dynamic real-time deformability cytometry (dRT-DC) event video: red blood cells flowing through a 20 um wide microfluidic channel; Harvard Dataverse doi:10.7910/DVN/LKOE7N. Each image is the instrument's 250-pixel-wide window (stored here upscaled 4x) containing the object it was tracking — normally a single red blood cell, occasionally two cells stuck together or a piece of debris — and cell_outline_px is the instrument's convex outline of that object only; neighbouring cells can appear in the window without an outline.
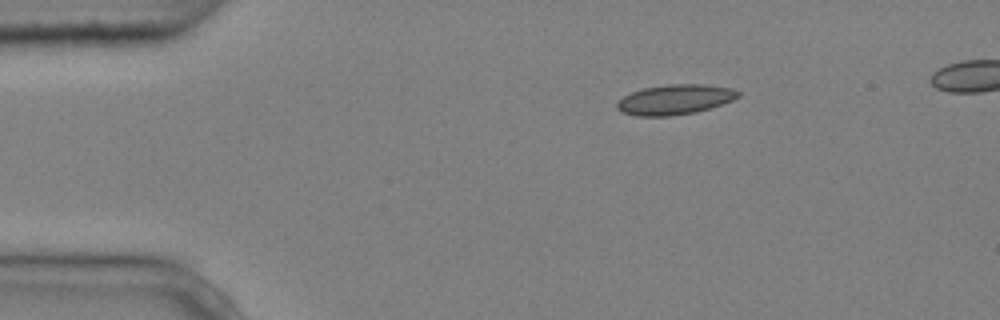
{"species": "common noctule bat (a hibernating species)", "species_latin": "Nyctalus noctula", "temperature_condition": "cold", "stored_images_in_passage": 8, "camera_frame_rate_fps": 3000, "um_per_image_px": 0.085, "animal": {"sex": "male", "body_mass_g": 20.4}, "frame": {"image": 1, "passage_image": 1, "time_ms": 0.0, "image_size_px": [1000, 320], "cell_outline_px": [[740, 96], [732, 100], [696, 112], [668, 116], [636, 116], [624, 112], [616, 108], [616, 104], [624, 96], [632, 92], [644, 88], [668, 84], [704, 84], [732, 88], [740, 92]], "centroid_in_image_um": [57.37, 8.45], "position_along_channel_um": 27.6, "area_um2": 20.98}}
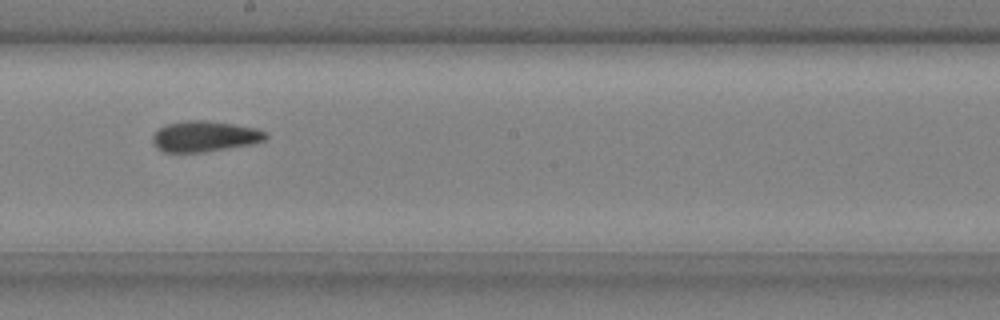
{"frame": {"image": 2, "passage_image": 7, "time_ms": 2.0, "image_size_px": [1000, 320], "cell_outline_px": [[268, 136], [264, 140], [252, 144], [204, 152], [164, 152], [156, 148], [152, 140], [152, 136], [160, 128], [168, 124], [184, 120], [208, 120], [256, 128], [264, 132]], "centroid_in_image_um": [17.37, 11.59], "position_along_channel_um": 230.8, "area_um2": 20.17}}
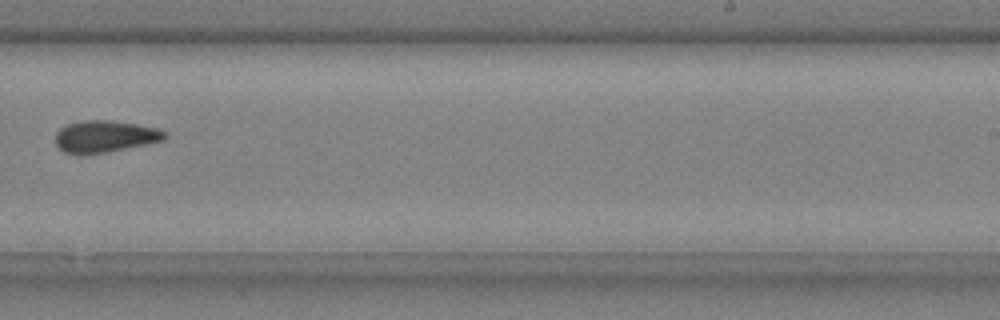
{"frame": {"image": 3, "passage_image": 8, "time_ms": 2.333, "image_size_px": [1000, 320], "cell_outline_px": [[168, 136], [164, 140], [84, 156], [76, 156], [64, 152], [56, 144], [56, 132], [60, 128], [68, 124], [84, 120], [108, 120], [136, 124], [156, 128], [164, 132]], "centroid_in_image_um": [8.86, 11.61], "position_along_channel_um": 280.1, "area_um2": 20.23}}